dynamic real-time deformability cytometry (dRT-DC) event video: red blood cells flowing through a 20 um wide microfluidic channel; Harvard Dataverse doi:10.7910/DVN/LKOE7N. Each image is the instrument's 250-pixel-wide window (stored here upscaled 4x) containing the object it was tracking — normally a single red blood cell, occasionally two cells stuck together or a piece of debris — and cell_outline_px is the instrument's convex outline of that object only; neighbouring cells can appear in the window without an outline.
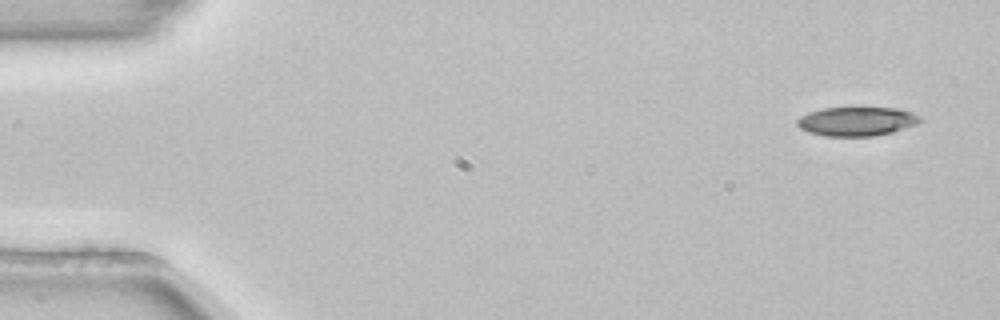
{"species": "common noctule bat (a hibernating species)", "species_latin": "Nyctalus noctula", "temperature_condition": "room temperature", "stored_images_in_passage": 4, "camera_frame_rate_fps": 3000, "um_per_image_px": 0.085, "animal": {"sex": "female", "body_mass_g": 22.7, "forearm_length_mm": 54.2}, "frame": {"image": 1, "passage_image": 1, "time_ms": 0.0, "image_size_px": [1000, 320], "cell_outline_px": [[924, 120], [916, 124], [892, 132], [872, 136], [824, 136], [808, 132], [800, 128], [796, 124], [796, 120], [800, 116], [808, 112], [824, 108], [900, 108], [912, 112], [920, 116]], "centroid_in_image_um": [72.82, 10.31], "position_along_channel_um": 12.2, "area_um2": 20.87}}
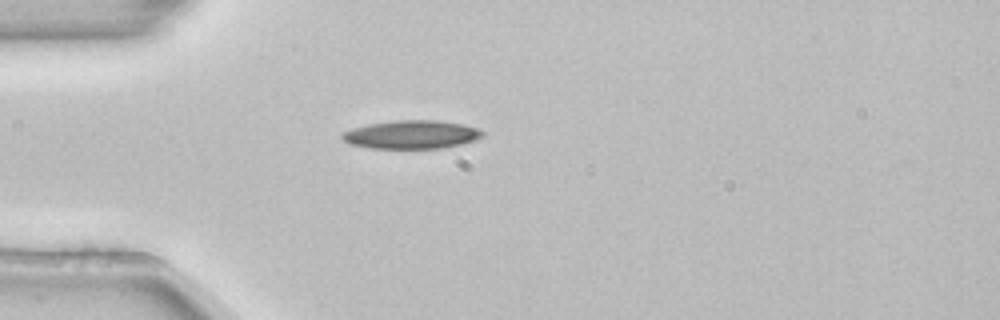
{"frame": {"image": 2, "passage_image": 4, "time_ms": 1.0, "image_size_px": [1000, 320], "cell_outline_px": [[484, 136], [460, 144], [440, 148], [372, 148], [348, 144], [340, 136], [340, 132], [352, 128], [368, 124], [396, 120], [436, 120], [460, 124], [480, 128], [484, 132]], "centroid_in_image_um": [34.93, 11.43], "position_along_channel_um": 50.1, "area_um2": 23.18}}